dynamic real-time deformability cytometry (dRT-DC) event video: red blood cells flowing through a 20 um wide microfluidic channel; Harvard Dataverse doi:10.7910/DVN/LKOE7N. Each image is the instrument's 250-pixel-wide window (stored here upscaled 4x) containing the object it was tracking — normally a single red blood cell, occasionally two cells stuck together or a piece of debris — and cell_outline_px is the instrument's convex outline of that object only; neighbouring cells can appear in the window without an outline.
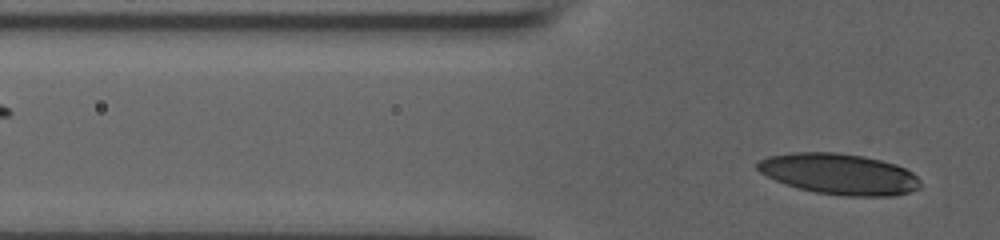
{"species": "human", "species_latin": "Homo sapiens", "temperature_condition": "room temperature", "stored_images_in_passage": 5, "segment_of_instrument_passage": [2, 2], "camera_frame_rate_fps": 3000, "um_per_image_px": 0.085, "donor": {"sex": "male"}, "frame": {"image": 1, "passage_image": 5, "time_ms": 1.333, "image_size_px": [1000, 240], "cell_outline_px": [[920, 188], [908, 192], [892, 196], [844, 196], [816, 192], [800, 188], [776, 180], [760, 172], [756, 168], [756, 164], [760, 160], [768, 156], [792, 152], [836, 152], [864, 156], [896, 164], [912, 172], [920, 180]], "centroid_in_image_um": [71.34, 14.78], "position_along_channel_um": 54.5, "area_um2": 38.67}}